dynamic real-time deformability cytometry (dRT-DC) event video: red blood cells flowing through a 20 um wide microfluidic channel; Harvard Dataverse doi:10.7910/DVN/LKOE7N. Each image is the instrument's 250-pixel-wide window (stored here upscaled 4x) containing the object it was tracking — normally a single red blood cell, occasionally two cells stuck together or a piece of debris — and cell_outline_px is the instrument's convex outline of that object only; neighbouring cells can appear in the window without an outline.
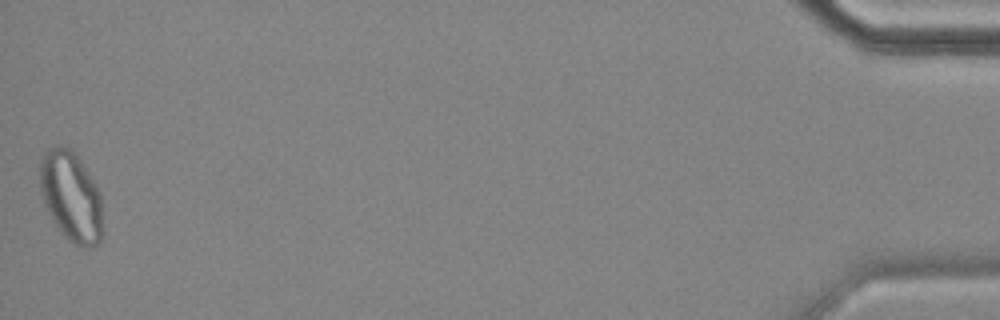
{"species": "common noctule bat (a hibernating species)", "species_latin": "Nyctalus noctula", "temperature_condition": "cold", "stored_images_in_passage": 57, "camera_frame_rate_fps": 3000, "um_per_image_px": 0.085, "animal": {"sex": "female", "body_mass_g": 18.4}, "frame": {"image": 1, "passage_image": 57, "time_ms": 18.667, "image_size_px": [1000, 320], "cell_outline_px": [[100, 240], [96, 244], [88, 248], [72, 244], [60, 232], [52, 220], [44, 204], [40, 192], [40, 160], [48, 148], [60, 144], [68, 148], [80, 160], [100, 192]], "centroid_in_image_um": [5.99, 16.7], "position_along_channel_um": 429.2, "area_um2": 32.54}, "authors_computed_cell_mechanics": {"area_um2": 28.4376, "velocity_mm_per_s": 3.5035, "shape_relaxation_time_tau1_ms": null, "shape_relaxation_time_tau2_ms": 1.6547, "deformation_change_tau1": null, "deformation_change_tau2": 0.064}}